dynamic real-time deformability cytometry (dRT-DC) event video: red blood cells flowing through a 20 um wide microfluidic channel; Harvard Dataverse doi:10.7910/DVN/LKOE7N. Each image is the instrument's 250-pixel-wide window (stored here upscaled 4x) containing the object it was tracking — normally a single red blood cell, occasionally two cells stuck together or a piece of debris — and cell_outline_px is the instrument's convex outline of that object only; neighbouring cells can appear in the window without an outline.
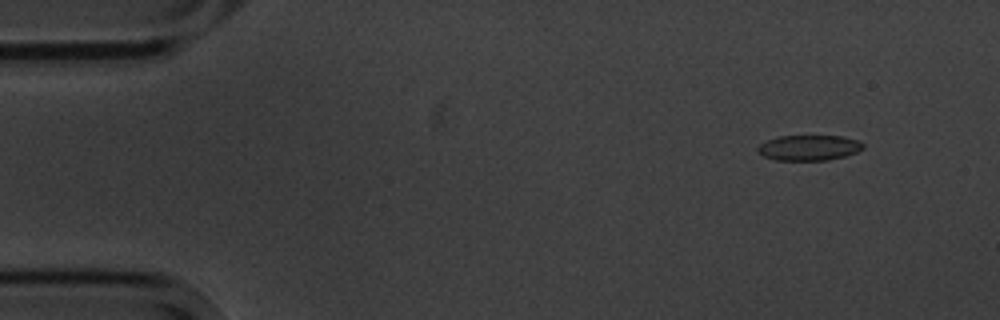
{"species": "common noctule bat (a hibernating species)", "species_latin": "Nyctalus noctula", "temperature_condition": "cold", "stored_images_in_passage": 5, "camera_frame_rate_fps": 3000, "um_per_image_px": 0.085, "animal": {"sex": "male", "body_mass_g": 20.1, "forearm_length_mm": 53.5}, "frame": {"image": 1, "passage_image": 2, "time_ms": 1.333, "image_size_px": [1000, 320], "cell_outline_px": [[864, 148], [856, 152], [844, 156], [828, 160], [776, 160], [764, 156], [756, 152], [756, 148], [760, 144], [768, 140], [780, 136], [844, 136], [860, 140], [864, 144]], "centroid_in_image_um": [68.78, 12.55], "position_along_channel_um": 16.2, "area_um2": 15.66}}
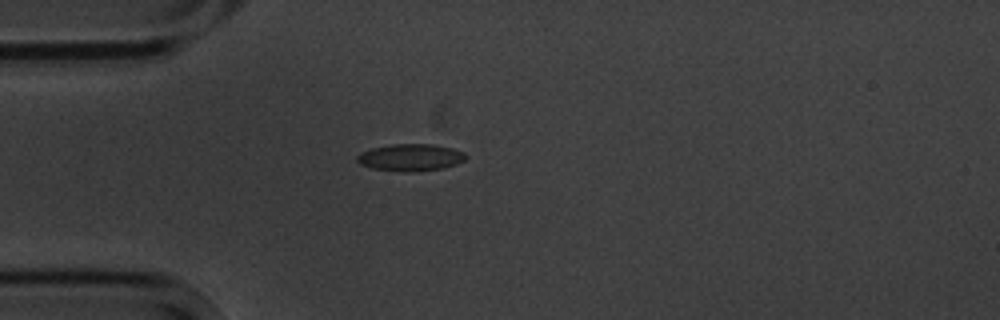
{"frame": {"image": 2, "passage_image": 5, "time_ms": 4.667, "image_size_px": [1000, 320], "cell_outline_px": [[468, 156], [464, 160], [456, 164], [444, 168], [412, 172], [404, 172], [372, 168], [360, 164], [356, 160], [356, 156], [360, 152], [372, 148], [392, 144], [432, 144], [452, 148], [464, 152]], "centroid_in_image_um": [34.89, 13.38], "position_along_channel_um": 50.1, "area_um2": 17.22}}